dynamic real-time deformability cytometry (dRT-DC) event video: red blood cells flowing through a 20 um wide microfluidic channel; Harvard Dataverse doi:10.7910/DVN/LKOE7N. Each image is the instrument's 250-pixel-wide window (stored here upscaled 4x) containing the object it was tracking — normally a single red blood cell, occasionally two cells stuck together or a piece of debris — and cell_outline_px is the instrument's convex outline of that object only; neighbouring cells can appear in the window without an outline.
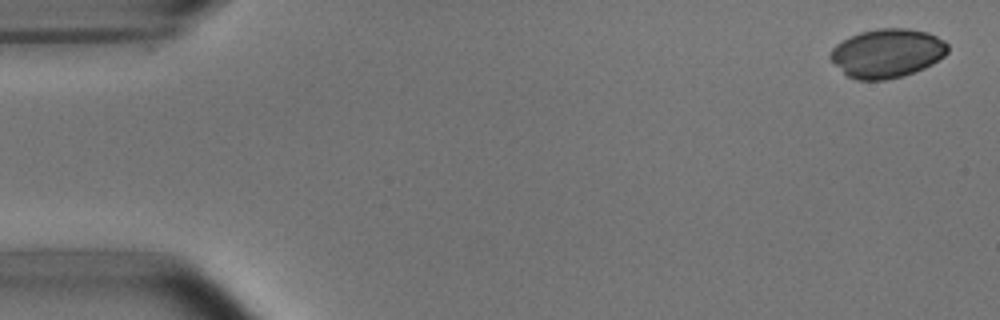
{"species": "common noctule bat (a hibernating species)", "species_latin": "Nyctalus noctula", "temperature_condition": "room temperature", "stored_images_in_passage": 52, "camera_frame_rate_fps": 3000, "um_per_image_px": 0.085, "animal": {"sex": "male", "body_mass_g": 15.6}, "frame": {"image": 1, "passage_image": 2, "time_ms": 0.333, "image_size_px": [1000, 320], "cell_outline_px": [[948, 52], [944, 56], [932, 64], [924, 68], [900, 76], [884, 80], [860, 80], [848, 76], [828, 56], [832, 48], [836, 44], [860, 32], [876, 28], [908, 28], [928, 32], [944, 40], [948, 44]], "centroid_in_image_um": [75.43, 4.5], "position_along_channel_um": 9.6, "area_um2": 33.18}}
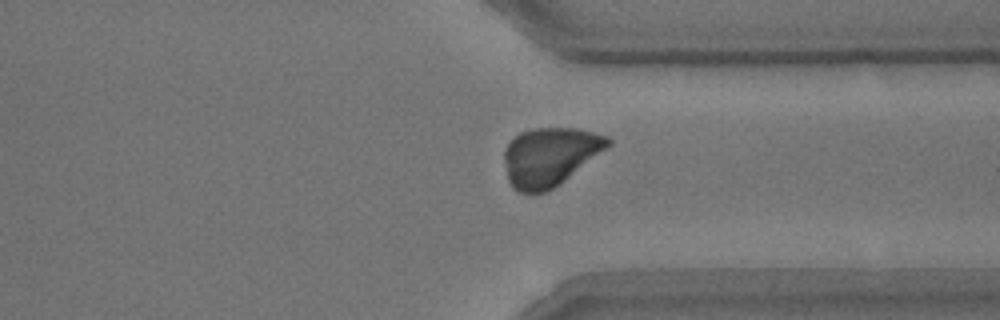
{"frame": {"image": 2, "passage_image": 40, "time_ms": 13.0, "image_size_px": [1000, 320], "cell_outline_px": [[612, 144], [564, 180], [552, 188], [544, 192], [516, 192], [512, 188], [508, 180], [504, 160], [504, 152], [508, 144], [520, 132], [532, 128], [576, 128], [608, 136], [612, 140]], "centroid_in_image_um": [46.72, 13.29], "position_along_channel_um": 364.7, "area_um2": 34.97}}